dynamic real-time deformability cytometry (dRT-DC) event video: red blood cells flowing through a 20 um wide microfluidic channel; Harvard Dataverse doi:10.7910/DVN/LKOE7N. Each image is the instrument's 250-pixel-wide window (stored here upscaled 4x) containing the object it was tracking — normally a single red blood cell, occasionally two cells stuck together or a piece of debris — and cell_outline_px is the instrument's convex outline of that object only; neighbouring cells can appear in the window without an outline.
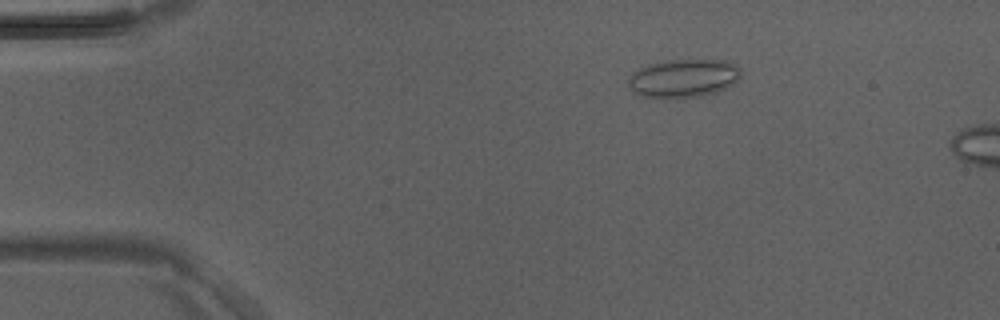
{"species": "Egyptian fruit bat (a non-hibernating species)", "species_latin": "Rousettus aegyptiacus", "temperature_condition": "room temperature", "stored_images_in_passage": 7, "camera_frame_rate_fps": 3000, "um_per_image_px": 0.085, "animal": {"sex": "male"}, "frame": {"image": 1, "passage_image": 3, "time_ms": 0.667, "image_size_px": [1000, 320], "cell_outline_px": [[740, 76], [732, 84], [716, 92], [700, 96], [640, 96], [632, 92], [628, 84], [628, 76], [632, 72], [648, 64], [668, 60], [724, 60], [736, 64], [740, 68]], "centroid_in_image_um": [58.07, 6.62], "position_along_channel_um": 26.9, "area_um2": 24.74}}